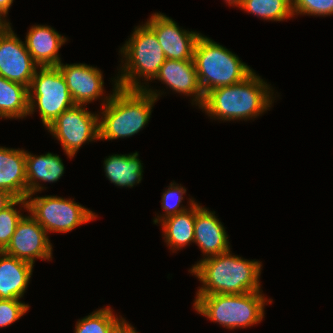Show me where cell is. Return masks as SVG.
<instances>
[{"mask_svg": "<svg viewBox=\"0 0 333 333\" xmlns=\"http://www.w3.org/2000/svg\"><path fill=\"white\" fill-rule=\"evenodd\" d=\"M274 92L271 84L253 72L240 83L209 91L200 109L223 122L252 120L271 109Z\"/></svg>", "mask_w": 333, "mask_h": 333, "instance_id": "6da1fadb", "label": "cell"}, {"mask_svg": "<svg viewBox=\"0 0 333 333\" xmlns=\"http://www.w3.org/2000/svg\"><path fill=\"white\" fill-rule=\"evenodd\" d=\"M262 262L233 255L231 249L198 261L189 269L202 284L195 295L243 294L262 291Z\"/></svg>", "mask_w": 333, "mask_h": 333, "instance_id": "7a4b0ae2", "label": "cell"}, {"mask_svg": "<svg viewBox=\"0 0 333 333\" xmlns=\"http://www.w3.org/2000/svg\"><path fill=\"white\" fill-rule=\"evenodd\" d=\"M163 93L151 86L144 90L118 87L98 113L99 140L124 139L139 133L148 124L154 103Z\"/></svg>", "mask_w": 333, "mask_h": 333, "instance_id": "3957f363", "label": "cell"}, {"mask_svg": "<svg viewBox=\"0 0 333 333\" xmlns=\"http://www.w3.org/2000/svg\"><path fill=\"white\" fill-rule=\"evenodd\" d=\"M119 53L122 59L116 78L122 89L144 90L166 60L155 33L146 24L133 29Z\"/></svg>", "mask_w": 333, "mask_h": 333, "instance_id": "277c9868", "label": "cell"}, {"mask_svg": "<svg viewBox=\"0 0 333 333\" xmlns=\"http://www.w3.org/2000/svg\"><path fill=\"white\" fill-rule=\"evenodd\" d=\"M262 292L196 295L193 309L224 328L243 329L263 321L264 314H266L265 305L273 302L272 299H267Z\"/></svg>", "mask_w": 333, "mask_h": 333, "instance_id": "5b68a950", "label": "cell"}, {"mask_svg": "<svg viewBox=\"0 0 333 333\" xmlns=\"http://www.w3.org/2000/svg\"><path fill=\"white\" fill-rule=\"evenodd\" d=\"M193 61L204 95L215 88L240 83L254 72L232 51L203 34L196 42Z\"/></svg>", "mask_w": 333, "mask_h": 333, "instance_id": "8992f818", "label": "cell"}, {"mask_svg": "<svg viewBox=\"0 0 333 333\" xmlns=\"http://www.w3.org/2000/svg\"><path fill=\"white\" fill-rule=\"evenodd\" d=\"M28 102V115L38 111L44 128L75 105L58 66L37 68L28 88Z\"/></svg>", "mask_w": 333, "mask_h": 333, "instance_id": "52a82bcc", "label": "cell"}, {"mask_svg": "<svg viewBox=\"0 0 333 333\" xmlns=\"http://www.w3.org/2000/svg\"><path fill=\"white\" fill-rule=\"evenodd\" d=\"M26 198L29 213L49 233H68L82 224L95 220L98 215L71 198L56 195Z\"/></svg>", "mask_w": 333, "mask_h": 333, "instance_id": "ba28073f", "label": "cell"}, {"mask_svg": "<svg viewBox=\"0 0 333 333\" xmlns=\"http://www.w3.org/2000/svg\"><path fill=\"white\" fill-rule=\"evenodd\" d=\"M94 113L87 110L86 105L75 104L46 128L60 142L69 159L83 144L99 140V114Z\"/></svg>", "mask_w": 333, "mask_h": 333, "instance_id": "9c48e42d", "label": "cell"}, {"mask_svg": "<svg viewBox=\"0 0 333 333\" xmlns=\"http://www.w3.org/2000/svg\"><path fill=\"white\" fill-rule=\"evenodd\" d=\"M58 67L66 80L71 97L77 105H88L101 99L103 107L119 87L115 76V78H112L114 88L110 94L105 95L103 72L92 65L85 63L64 64L61 62Z\"/></svg>", "mask_w": 333, "mask_h": 333, "instance_id": "30bf717a", "label": "cell"}, {"mask_svg": "<svg viewBox=\"0 0 333 333\" xmlns=\"http://www.w3.org/2000/svg\"><path fill=\"white\" fill-rule=\"evenodd\" d=\"M53 245L45 229L29 214L18 222L4 252L34 265L35 260L53 259Z\"/></svg>", "mask_w": 333, "mask_h": 333, "instance_id": "8fae6325", "label": "cell"}, {"mask_svg": "<svg viewBox=\"0 0 333 333\" xmlns=\"http://www.w3.org/2000/svg\"><path fill=\"white\" fill-rule=\"evenodd\" d=\"M145 24L155 33L166 59L193 60L201 33L182 29L171 17L160 12L150 15Z\"/></svg>", "mask_w": 333, "mask_h": 333, "instance_id": "7c38bea8", "label": "cell"}, {"mask_svg": "<svg viewBox=\"0 0 333 333\" xmlns=\"http://www.w3.org/2000/svg\"><path fill=\"white\" fill-rule=\"evenodd\" d=\"M39 66L10 27L0 36V76L29 88Z\"/></svg>", "mask_w": 333, "mask_h": 333, "instance_id": "4fadbf2b", "label": "cell"}, {"mask_svg": "<svg viewBox=\"0 0 333 333\" xmlns=\"http://www.w3.org/2000/svg\"><path fill=\"white\" fill-rule=\"evenodd\" d=\"M158 80L174 93L191 97V104L200 108L205 95L200 87L193 60L166 59L154 81Z\"/></svg>", "mask_w": 333, "mask_h": 333, "instance_id": "5bb4252c", "label": "cell"}, {"mask_svg": "<svg viewBox=\"0 0 333 333\" xmlns=\"http://www.w3.org/2000/svg\"><path fill=\"white\" fill-rule=\"evenodd\" d=\"M215 211L196 202V217L194 227V243L200 248V260L229 251L231 248L229 236Z\"/></svg>", "mask_w": 333, "mask_h": 333, "instance_id": "9a60e30c", "label": "cell"}, {"mask_svg": "<svg viewBox=\"0 0 333 333\" xmlns=\"http://www.w3.org/2000/svg\"><path fill=\"white\" fill-rule=\"evenodd\" d=\"M67 38L49 25H32L25 36V46L39 67L58 66L59 50Z\"/></svg>", "mask_w": 333, "mask_h": 333, "instance_id": "2e32d148", "label": "cell"}, {"mask_svg": "<svg viewBox=\"0 0 333 333\" xmlns=\"http://www.w3.org/2000/svg\"><path fill=\"white\" fill-rule=\"evenodd\" d=\"M34 265L0 251V299H20L26 293Z\"/></svg>", "mask_w": 333, "mask_h": 333, "instance_id": "e0dca14e", "label": "cell"}, {"mask_svg": "<svg viewBox=\"0 0 333 333\" xmlns=\"http://www.w3.org/2000/svg\"><path fill=\"white\" fill-rule=\"evenodd\" d=\"M0 189L27 198L26 150L0 146Z\"/></svg>", "mask_w": 333, "mask_h": 333, "instance_id": "ac0fdd59", "label": "cell"}, {"mask_svg": "<svg viewBox=\"0 0 333 333\" xmlns=\"http://www.w3.org/2000/svg\"><path fill=\"white\" fill-rule=\"evenodd\" d=\"M62 161L59 155L51 152L37 156L26 151L27 196L46 190L41 182L56 183L59 181L65 173Z\"/></svg>", "mask_w": 333, "mask_h": 333, "instance_id": "d6986e66", "label": "cell"}, {"mask_svg": "<svg viewBox=\"0 0 333 333\" xmlns=\"http://www.w3.org/2000/svg\"><path fill=\"white\" fill-rule=\"evenodd\" d=\"M136 151L131 154H113L104 158L106 178L118 187L132 188L141 183L143 178V163Z\"/></svg>", "mask_w": 333, "mask_h": 333, "instance_id": "ffe728a7", "label": "cell"}, {"mask_svg": "<svg viewBox=\"0 0 333 333\" xmlns=\"http://www.w3.org/2000/svg\"><path fill=\"white\" fill-rule=\"evenodd\" d=\"M195 217L196 203L186 211L167 217L159 223L164 242L172 253L194 243Z\"/></svg>", "mask_w": 333, "mask_h": 333, "instance_id": "44dd1931", "label": "cell"}, {"mask_svg": "<svg viewBox=\"0 0 333 333\" xmlns=\"http://www.w3.org/2000/svg\"><path fill=\"white\" fill-rule=\"evenodd\" d=\"M28 114V88L0 76V119H23Z\"/></svg>", "mask_w": 333, "mask_h": 333, "instance_id": "7402d4cb", "label": "cell"}, {"mask_svg": "<svg viewBox=\"0 0 333 333\" xmlns=\"http://www.w3.org/2000/svg\"><path fill=\"white\" fill-rule=\"evenodd\" d=\"M240 9L266 21L292 19V0H244Z\"/></svg>", "mask_w": 333, "mask_h": 333, "instance_id": "603a6c76", "label": "cell"}, {"mask_svg": "<svg viewBox=\"0 0 333 333\" xmlns=\"http://www.w3.org/2000/svg\"><path fill=\"white\" fill-rule=\"evenodd\" d=\"M110 306L96 309L76 322L74 333H110L124 318Z\"/></svg>", "mask_w": 333, "mask_h": 333, "instance_id": "cb8c5ba5", "label": "cell"}, {"mask_svg": "<svg viewBox=\"0 0 333 333\" xmlns=\"http://www.w3.org/2000/svg\"><path fill=\"white\" fill-rule=\"evenodd\" d=\"M186 191V188L183 187L181 184L179 185L174 181L171 182L168 188L165 189V192L162 193L161 207L164 213L160 215L157 214V217L153 219V223L159 224L165 218L179 214L191 208L192 205L196 203L194 198H188V206H183L182 204L184 200L183 195H186Z\"/></svg>", "mask_w": 333, "mask_h": 333, "instance_id": "d4e9b609", "label": "cell"}, {"mask_svg": "<svg viewBox=\"0 0 333 333\" xmlns=\"http://www.w3.org/2000/svg\"><path fill=\"white\" fill-rule=\"evenodd\" d=\"M16 206H20L19 210ZM28 211L27 200L16 198L7 208L0 212V251H4L9 245L18 222L23 215L21 209Z\"/></svg>", "mask_w": 333, "mask_h": 333, "instance_id": "484cf974", "label": "cell"}, {"mask_svg": "<svg viewBox=\"0 0 333 333\" xmlns=\"http://www.w3.org/2000/svg\"><path fill=\"white\" fill-rule=\"evenodd\" d=\"M292 13L295 15L331 16L333 0H292Z\"/></svg>", "mask_w": 333, "mask_h": 333, "instance_id": "4316f807", "label": "cell"}, {"mask_svg": "<svg viewBox=\"0 0 333 333\" xmlns=\"http://www.w3.org/2000/svg\"><path fill=\"white\" fill-rule=\"evenodd\" d=\"M30 306L20 299H0V328L10 326L28 312Z\"/></svg>", "mask_w": 333, "mask_h": 333, "instance_id": "83f0119b", "label": "cell"}, {"mask_svg": "<svg viewBox=\"0 0 333 333\" xmlns=\"http://www.w3.org/2000/svg\"><path fill=\"white\" fill-rule=\"evenodd\" d=\"M15 199L9 192L0 189V212L7 208Z\"/></svg>", "mask_w": 333, "mask_h": 333, "instance_id": "f1b7e54d", "label": "cell"}, {"mask_svg": "<svg viewBox=\"0 0 333 333\" xmlns=\"http://www.w3.org/2000/svg\"><path fill=\"white\" fill-rule=\"evenodd\" d=\"M133 329L134 326L124 318L110 333H130Z\"/></svg>", "mask_w": 333, "mask_h": 333, "instance_id": "f546056e", "label": "cell"}, {"mask_svg": "<svg viewBox=\"0 0 333 333\" xmlns=\"http://www.w3.org/2000/svg\"><path fill=\"white\" fill-rule=\"evenodd\" d=\"M6 17L7 16L0 11V36H2L12 26Z\"/></svg>", "mask_w": 333, "mask_h": 333, "instance_id": "4dcf8cb0", "label": "cell"}, {"mask_svg": "<svg viewBox=\"0 0 333 333\" xmlns=\"http://www.w3.org/2000/svg\"><path fill=\"white\" fill-rule=\"evenodd\" d=\"M14 0H0V11L4 15H8L10 7L12 6Z\"/></svg>", "mask_w": 333, "mask_h": 333, "instance_id": "1f68e13d", "label": "cell"}, {"mask_svg": "<svg viewBox=\"0 0 333 333\" xmlns=\"http://www.w3.org/2000/svg\"><path fill=\"white\" fill-rule=\"evenodd\" d=\"M226 4L233 7H239L242 5L244 0H224Z\"/></svg>", "mask_w": 333, "mask_h": 333, "instance_id": "d6a6232c", "label": "cell"}, {"mask_svg": "<svg viewBox=\"0 0 333 333\" xmlns=\"http://www.w3.org/2000/svg\"><path fill=\"white\" fill-rule=\"evenodd\" d=\"M130 333H138V331H136V328H134Z\"/></svg>", "mask_w": 333, "mask_h": 333, "instance_id": "836d02e7", "label": "cell"}]
</instances>
